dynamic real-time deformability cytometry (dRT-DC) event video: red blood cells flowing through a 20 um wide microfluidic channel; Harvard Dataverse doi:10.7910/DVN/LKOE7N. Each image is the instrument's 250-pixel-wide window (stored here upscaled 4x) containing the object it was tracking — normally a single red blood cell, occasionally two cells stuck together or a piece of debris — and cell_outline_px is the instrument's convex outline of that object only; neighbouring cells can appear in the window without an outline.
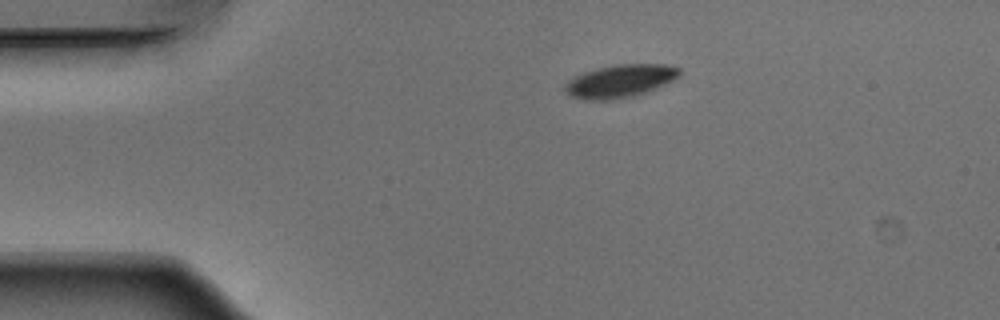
{"species": "Egyptian fruit bat (a non-hibernating species)", "species_latin": "Rousettus aegyptiacus", "temperature_condition": "warm", "stored_images_in_passage": 2, "segment_of_instrument_passage": [1, 2], "camera_frame_rate_fps": 3000, "um_per_image_px": 0.085, "animal": {"sex": "male"}, "frame": {"image": 1, "passage_image": 1, "time_ms": 0.0, "image_size_px": [1000, 320], "cell_outline_px": [[680, 76], [664, 84], [644, 92], [632, 96], [608, 100], [588, 100], [568, 96], [564, 88], [564, 84], [568, 80], [584, 72], [596, 68], [616, 64], [664, 64], [680, 68]], "centroid_in_image_um": [52.67, 6.88], "position_along_channel_um": 32.3, "area_um2": 21.79}}